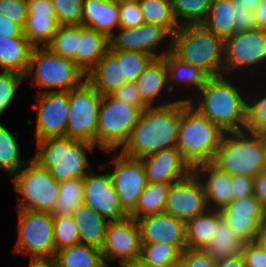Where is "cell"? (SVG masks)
Instances as JSON below:
<instances>
[{
    "label": "cell",
    "instance_id": "obj_1",
    "mask_svg": "<svg viewBox=\"0 0 266 267\" xmlns=\"http://www.w3.org/2000/svg\"><path fill=\"white\" fill-rule=\"evenodd\" d=\"M249 83L243 77L225 74L208 77L189 103L223 132L244 131Z\"/></svg>",
    "mask_w": 266,
    "mask_h": 267
},
{
    "label": "cell",
    "instance_id": "obj_2",
    "mask_svg": "<svg viewBox=\"0 0 266 267\" xmlns=\"http://www.w3.org/2000/svg\"><path fill=\"white\" fill-rule=\"evenodd\" d=\"M181 113L182 100L143 110L120 152L128 157L142 159L161 150L176 148Z\"/></svg>",
    "mask_w": 266,
    "mask_h": 267
},
{
    "label": "cell",
    "instance_id": "obj_3",
    "mask_svg": "<svg viewBox=\"0 0 266 267\" xmlns=\"http://www.w3.org/2000/svg\"><path fill=\"white\" fill-rule=\"evenodd\" d=\"M35 147L36 153L31 159L40 167L48 169L57 182L87 176L93 169L88 155H94L98 150L93 143L66 136L35 141Z\"/></svg>",
    "mask_w": 266,
    "mask_h": 267
},
{
    "label": "cell",
    "instance_id": "obj_4",
    "mask_svg": "<svg viewBox=\"0 0 266 267\" xmlns=\"http://www.w3.org/2000/svg\"><path fill=\"white\" fill-rule=\"evenodd\" d=\"M171 53L208 77L224 75V40L203 24L181 25L173 34Z\"/></svg>",
    "mask_w": 266,
    "mask_h": 267
},
{
    "label": "cell",
    "instance_id": "obj_5",
    "mask_svg": "<svg viewBox=\"0 0 266 267\" xmlns=\"http://www.w3.org/2000/svg\"><path fill=\"white\" fill-rule=\"evenodd\" d=\"M224 134L189 101L182 100L176 148L193 169L212 162Z\"/></svg>",
    "mask_w": 266,
    "mask_h": 267
},
{
    "label": "cell",
    "instance_id": "obj_6",
    "mask_svg": "<svg viewBox=\"0 0 266 267\" xmlns=\"http://www.w3.org/2000/svg\"><path fill=\"white\" fill-rule=\"evenodd\" d=\"M37 88L35 94L47 91H70L86 81V74L75 61L54 54L47 47L32 49L24 80Z\"/></svg>",
    "mask_w": 266,
    "mask_h": 267
},
{
    "label": "cell",
    "instance_id": "obj_7",
    "mask_svg": "<svg viewBox=\"0 0 266 267\" xmlns=\"http://www.w3.org/2000/svg\"><path fill=\"white\" fill-rule=\"evenodd\" d=\"M224 74L266 80V31L235 32L224 40Z\"/></svg>",
    "mask_w": 266,
    "mask_h": 267
},
{
    "label": "cell",
    "instance_id": "obj_8",
    "mask_svg": "<svg viewBox=\"0 0 266 267\" xmlns=\"http://www.w3.org/2000/svg\"><path fill=\"white\" fill-rule=\"evenodd\" d=\"M212 163L230 175L256 177L264 170L262 135L246 130L225 133Z\"/></svg>",
    "mask_w": 266,
    "mask_h": 267
},
{
    "label": "cell",
    "instance_id": "obj_9",
    "mask_svg": "<svg viewBox=\"0 0 266 267\" xmlns=\"http://www.w3.org/2000/svg\"><path fill=\"white\" fill-rule=\"evenodd\" d=\"M15 210L18 236L11 249L12 252L23 253L32 262L52 261L56 254L52 214L30 209Z\"/></svg>",
    "mask_w": 266,
    "mask_h": 267
},
{
    "label": "cell",
    "instance_id": "obj_10",
    "mask_svg": "<svg viewBox=\"0 0 266 267\" xmlns=\"http://www.w3.org/2000/svg\"><path fill=\"white\" fill-rule=\"evenodd\" d=\"M18 196L15 209H30L51 213L57 203L59 182L49 170L40 167L31 158L11 178Z\"/></svg>",
    "mask_w": 266,
    "mask_h": 267
},
{
    "label": "cell",
    "instance_id": "obj_11",
    "mask_svg": "<svg viewBox=\"0 0 266 267\" xmlns=\"http://www.w3.org/2000/svg\"><path fill=\"white\" fill-rule=\"evenodd\" d=\"M142 110L102 96L98 115V150L120 151L128 141Z\"/></svg>",
    "mask_w": 266,
    "mask_h": 267
},
{
    "label": "cell",
    "instance_id": "obj_12",
    "mask_svg": "<svg viewBox=\"0 0 266 267\" xmlns=\"http://www.w3.org/2000/svg\"><path fill=\"white\" fill-rule=\"evenodd\" d=\"M105 153L109 157L102 164L109 172L121 207L129 215L136 208L148 183L144 165L141 159L128 157L120 151Z\"/></svg>",
    "mask_w": 266,
    "mask_h": 267
},
{
    "label": "cell",
    "instance_id": "obj_13",
    "mask_svg": "<svg viewBox=\"0 0 266 267\" xmlns=\"http://www.w3.org/2000/svg\"><path fill=\"white\" fill-rule=\"evenodd\" d=\"M66 137L93 143L98 149V115L102 96L85 81L69 91Z\"/></svg>",
    "mask_w": 266,
    "mask_h": 267
},
{
    "label": "cell",
    "instance_id": "obj_14",
    "mask_svg": "<svg viewBox=\"0 0 266 267\" xmlns=\"http://www.w3.org/2000/svg\"><path fill=\"white\" fill-rule=\"evenodd\" d=\"M68 95L69 91H47L34 95L36 102L31 108L36 110V122L33 119L26 120L29 127L35 124L32 133L34 141L66 136L70 110Z\"/></svg>",
    "mask_w": 266,
    "mask_h": 267
},
{
    "label": "cell",
    "instance_id": "obj_15",
    "mask_svg": "<svg viewBox=\"0 0 266 267\" xmlns=\"http://www.w3.org/2000/svg\"><path fill=\"white\" fill-rule=\"evenodd\" d=\"M172 38L167 28L150 23L135 28L119 27L108 38V50L141 51L162 58L172 51Z\"/></svg>",
    "mask_w": 266,
    "mask_h": 267
},
{
    "label": "cell",
    "instance_id": "obj_16",
    "mask_svg": "<svg viewBox=\"0 0 266 267\" xmlns=\"http://www.w3.org/2000/svg\"><path fill=\"white\" fill-rule=\"evenodd\" d=\"M140 250V231L135 219L128 216L123 220L109 221L101 249L108 267L117 263L116 267H120L123 264L138 261Z\"/></svg>",
    "mask_w": 266,
    "mask_h": 267
},
{
    "label": "cell",
    "instance_id": "obj_17",
    "mask_svg": "<svg viewBox=\"0 0 266 267\" xmlns=\"http://www.w3.org/2000/svg\"><path fill=\"white\" fill-rule=\"evenodd\" d=\"M97 168L100 171L99 169L95 171L93 168L83 178V203L108 221H119L127 218L129 215L119 203L107 168L102 163L101 165L99 163Z\"/></svg>",
    "mask_w": 266,
    "mask_h": 267
},
{
    "label": "cell",
    "instance_id": "obj_18",
    "mask_svg": "<svg viewBox=\"0 0 266 267\" xmlns=\"http://www.w3.org/2000/svg\"><path fill=\"white\" fill-rule=\"evenodd\" d=\"M207 209L204 186L194 172L188 178L171 184L164 212L186 223Z\"/></svg>",
    "mask_w": 266,
    "mask_h": 267
},
{
    "label": "cell",
    "instance_id": "obj_19",
    "mask_svg": "<svg viewBox=\"0 0 266 267\" xmlns=\"http://www.w3.org/2000/svg\"><path fill=\"white\" fill-rule=\"evenodd\" d=\"M220 213L235 236L248 243L255 241L264 225L266 210L251 195L232 200Z\"/></svg>",
    "mask_w": 266,
    "mask_h": 267
},
{
    "label": "cell",
    "instance_id": "obj_20",
    "mask_svg": "<svg viewBox=\"0 0 266 267\" xmlns=\"http://www.w3.org/2000/svg\"><path fill=\"white\" fill-rule=\"evenodd\" d=\"M141 243H167L180 252L187 248L185 222L166 212L149 214L136 219Z\"/></svg>",
    "mask_w": 266,
    "mask_h": 267
},
{
    "label": "cell",
    "instance_id": "obj_21",
    "mask_svg": "<svg viewBox=\"0 0 266 267\" xmlns=\"http://www.w3.org/2000/svg\"><path fill=\"white\" fill-rule=\"evenodd\" d=\"M141 160L147 182L174 184L188 178L194 172L177 148L161 150Z\"/></svg>",
    "mask_w": 266,
    "mask_h": 267
},
{
    "label": "cell",
    "instance_id": "obj_22",
    "mask_svg": "<svg viewBox=\"0 0 266 267\" xmlns=\"http://www.w3.org/2000/svg\"><path fill=\"white\" fill-rule=\"evenodd\" d=\"M142 100L149 107H163L178 99L168 87L165 58H154L135 81Z\"/></svg>",
    "mask_w": 266,
    "mask_h": 267
},
{
    "label": "cell",
    "instance_id": "obj_23",
    "mask_svg": "<svg viewBox=\"0 0 266 267\" xmlns=\"http://www.w3.org/2000/svg\"><path fill=\"white\" fill-rule=\"evenodd\" d=\"M165 58L168 87L183 101H190L203 87L208 76L199 68L180 61L171 52Z\"/></svg>",
    "mask_w": 266,
    "mask_h": 267
},
{
    "label": "cell",
    "instance_id": "obj_24",
    "mask_svg": "<svg viewBox=\"0 0 266 267\" xmlns=\"http://www.w3.org/2000/svg\"><path fill=\"white\" fill-rule=\"evenodd\" d=\"M194 173L204 186L208 209L220 211L233 200L229 173L220 170L212 162L197 165Z\"/></svg>",
    "mask_w": 266,
    "mask_h": 267
},
{
    "label": "cell",
    "instance_id": "obj_25",
    "mask_svg": "<svg viewBox=\"0 0 266 267\" xmlns=\"http://www.w3.org/2000/svg\"><path fill=\"white\" fill-rule=\"evenodd\" d=\"M82 25L109 38L119 28V3L113 0H83Z\"/></svg>",
    "mask_w": 266,
    "mask_h": 267
},
{
    "label": "cell",
    "instance_id": "obj_26",
    "mask_svg": "<svg viewBox=\"0 0 266 267\" xmlns=\"http://www.w3.org/2000/svg\"><path fill=\"white\" fill-rule=\"evenodd\" d=\"M86 81L101 95L108 96L122 87L121 61L107 51L86 75Z\"/></svg>",
    "mask_w": 266,
    "mask_h": 267
},
{
    "label": "cell",
    "instance_id": "obj_27",
    "mask_svg": "<svg viewBox=\"0 0 266 267\" xmlns=\"http://www.w3.org/2000/svg\"><path fill=\"white\" fill-rule=\"evenodd\" d=\"M72 217L79 228L80 244L101 250L109 221L84 203L74 211Z\"/></svg>",
    "mask_w": 266,
    "mask_h": 267
},
{
    "label": "cell",
    "instance_id": "obj_28",
    "mask_svg": "<svg viewBox=\"0 0 266 267\" xmlns=\"http://www.w3.org/2000/svg\"><path fill=\"white\" fill-rule=\"evenodd\" d=\"M109 39L95 29L80 25L78 67L87 75L108 51Z\"/></svg>",
    "mask_w": 266,
    "mask_h": 267
},
{
    "label": "cell",
    "instance_id": "obj_29",
    "mask_svg": "<svg viewBox=\"0 0 266 267\" xmlns=\"http://www.w3.org/2000/svg\"><path fill=\"white\" fill-rule=\"evenodd\" d=\"M33 48L26 37H0V71L24 75Z\"/></svg>",
    "mask_w": 266,
    "mask_h": 267
},
{
    "label": "cell",
    "instance_id": "obj_30",
    "mask_svg": "<svg viewBox=\"0 0 266 267\" xmlns=\"http://www.w3.org/2000/svg\"><path fill=\"white\" fill-rule=\"evenodd\" d=\"M245 130L266 136V80H252L249 83Z\"/></svg>",
    "mask_w": 266,
    "mask_h": 267
},
{
    "label": "cell",
    "instance_id": "obj_31",
    "mask_svg": "<svg viewBox=\"0 0 266 267\" xmlns=\"http://www.w3.org/2000/svg\"><path fill=\"white\" fill-rule=\"evenodd\" d=\"M220 211L207 209L204 213L185 223L186 246L188 249L203 250L214 237Z\"/></svg>",
    "mask_w": 266,
    "mask_h": 267
},
{
    "label": "cell",
    "instance_id": "obj_32",
    "mask_svg": "<svg viewBox=\"0 0 266 267\" xmlns=\"http://www.w3.org/2000/svg\"><path fill=\"white\" fill-rule=\"evenodd\" d=\"M245 242L235 236L225 220L221 217L217 221L214 237L203 251L214 261L242 255Z\"/></svg>",
    "mask_w": 266,
    "mask_h": 267
},
{
    "label": "cell",
    "instance_id": "obj_33",
    "mask_svg": "<svg viewBox=\"0 0 266 267\" xmlns=\"http://www.w3.org/2000/svg\"><path fill=\"white\" fill-rule=\"evenodd\" d=\"M51 262L55 267H108L100 249L84 244L60 249Z\"/></svg>",
    "mask_w": 266,
    "mask_h": 267
},
{
    "label": "cell",
    "instance_id": "obj_34",
    "mask_svg": "<svg viewBox=\"0 0 266 267\" xmlns=\"http://www.w3.org/2000/svg\"><path fill=\"white\" fill-rule=\"evenodd\" d=\"M19 133L11 132L0 121V170L12 178L29 160L21 153ZM23 158V159H22Z\"/></svg>",
    "mask_w": 266,
    "mask_h": 267
},
{
    "label": "cell",
    "instance_id": "obj_35",
    "mask_svg": "<svg viewBox=\"0 0 266 267\" xmlns=\"http://www.w3.org/2000/svg\"><path fill=\"white\" fill-rule=\"evenodd\" d=\"M234 18L232 0H213L208 17L202 24L214 35L225 40L234 34Z\"/></svg>",
    "mask_w": 266,
    "mask_h": 267
},
{
    "label": "cell",
    "instance_id": "obj_36",
    "mask_svg": "<svg viewBox=\"0 0 266 267\" xmlns=\"http://www.w3.org/2000/svg\"><path fill=\"white\" fill-rule=\"evenodd\" d=\"M58 27L55 15L28 14L23 31L34 48L47 47Z\"/></svg>",
    "mask_w": 266,
    "mask_h": 267
},
{
    "label": "cell",
    "instance_id": "obj_37",
    "mask_svg": "<svg viewBox=\"0 0 266 267\" xmlns=\"http://www.w3.org/2000/svg\"><path fill=\"white\" fill-rule=\"evenodd\" d=\"M171 184L148 182L139 197L136 208L129 214L133 219L164 212Z\"/></svg>",
    "mask_w": 266,
    "mask_h": 267
},
{
    "label": "cell",
    "instance_id": "obj_38",
    "mask_svg": "<svg viewBox=\"0 0 266 267\" xmlns=\"http://www.w3.org/2000/svg\"><path fill=\"white\" fill-rule=\"evenodd\" d=\"M83 201V179L73 178L61 181L57 203L51 214L53 217L72 216Z\"/></svg>",
    "mask_w": 266,
    "mask_h": 267
},
{
    "label": "cell",
    "instance_id": "obj_39",
    "mask_svg": "<svg viewBox=\"0 0 266 267\" xmlns=\"http://www.w3.org/2000/svg\"><path fill=\"white\" fill-rule=\"evenodd\" d=\"M181 252L167 243H141L139 261L149 267H174L180 263Z\"/></svg>",
    "mask_w": 266,
    "mask_h": 267
},
{
    "label": "cell",
    "instance_id": "obj_40",
    "mask_svg": "<svg viewBox=\"0 0 266 267\" xmlns=\"http://www.w3.org/2000/svg\"><path fill=\"white\" fill-rule=\"evenodd\" d=\"M145 23L167 28L174 34L180 27L175 20L171 0H138Z\"/></svg>",
    "mask_w": 266,
    "mask_h": 267
},
{
    "label": "cell",
    "instance_id": "obj_41",
    "mask_svg": "<svg viewBox=\"0 0 266 267\" xmlns=\"http://www.w3.org/2000/svg\"><path fill=\"white\" fill-rule=\"evenodd\" d=\"M213 0H171L178 25L202 24L208 17Z\"/></svg>",
    "mask_w": 266,
    "mask_h": 267
},
{
    "label": "cell",
    "instance_id": "obj_42",
    "mask_svg": "<svg viewBox=\"0 0 266 267\" xmlns=\"http://www.w3.org/2000/svg\"><path fill=\"white\" fill-rule=\"evenodd\" d=\"M121 61L122 83L135 82L154 57L141 51L108 50Z\"/></svg>",
    "mask_w": 266,
    "mask_h": 267
},
{
    "label": "cell",
    "instance_id": "obj_43",
    "mask_svg": "<svg viewBox=\"0 0 266 267\" xmlns=\"http://www.w3.org/2000/svg\"><path fill=\"white\" fill-rule=\"evenodd\" d=\"M80 40V25L59 26L51 43L47 46L54 54L75 61L78 66V41Z\"/></svg>",
    "mask_w": 266,
    "mask_h": 267
},
{
    "label": "cell",
    "instance_id": "obj_44",
    "mask_svg": "<svg viewBox=\"0 0 266 267\" xmlns=\"http://www.w3.org/2000/svg\"><path fill=\"white\" fill-rule=\"evenodd\" d=\"M53 238L56 252L80 244L79 228L72 216L53 217Z\"/></svg>",
    "mask_w": 266,
    "mask_h": 267
},
{
    "label": "cell",
    "instance_id": "obj_45",
    "mask_svg": "<svg viewBox=\"0 0 266 267\" xmlns=\"http://www.w3.org/2000/svg\"><path fill=\"white\" fill-rule=\"evenodd\" d=\"M52 5L59 26L82 25L83 0H52Z\"/></svg>",
    "mask_w": 266,
    "mask_h": 267
},
{
    "label": "cell",
    "instance_id": "obj_46",
    "mask_svg": "<svg viewBox=\"0 0 266 267\" xmlns=\"http://www.w3.org/2000/svg\"><path fill=\"white\" fill-rule=\"evenodd\" d=\"M24 82V75L0 71V118L17 98V90Z\"/></svg>",
    "mask_w": 266,
    "mask_h": 267
},
{
    "label": "cell",
    "instance_id": "obj_47",
    "mask_svg": "<svg viewBox=\"0 0 266 267\" xmlns=\"http://www.w3.org/2000/svg\"><path fill=\"white\" fill-rule=\"evenodd\" d=\"M144 23L138 0L119 3V27L135 28Z\"/></svg>",
    "mask_w": 266,
    "mask_h": 267
},
{
    "label": "cell",
    "instance_id": "obj_48",
    "mask_svg": "<svg viewBox=\"0 0 266 267\" xmlns=\"http://www.w3.org/2000/svg\"><path fill=\"white\" fill-rule=\"evenodd\" d=\"M0 14L24 27L28 16L27 0H0Z\"/></svg>",
    "mask_w": 266,
    "mask_h": 267
},
{
    "label": "cell",
    "instance_id": "obj_49",
    "mask_svg": "<svg viewBox=\"0 0 266 267\" xmlns=\"http://www.w3.org/2000/svg\"><path fill=\"white\" fill-rule=\"evenodd\" d=\"M111 96L125 104L140 108L142 111L149 106L142 100L135 82H126L122 87L117 89Z\"/></svg>",
    "mask_w": 266,
    "mask_h": 267
},
{
    "label": "cell",
    "instance_id": "obj_50",
    "mask_svg": "<svg viewBox=\"0 0 266 267\" xmlns=\"http://www.w3.org/2000/svg\"><path fill=\"white\" fill-rule=\"evenodd\" d=\"M235 11L234 33L240 31L254 30L257 28L254 11L244 7L239 0H232Z\"/></svg>",
    "mask_w": 266,
    "mask_h": 267
},
{
    "label": "cell",
    "instance_id": "obj_51",
    "mask_svg": "<svg viewBox=\"0 0 266 267\" xmlns=\"http://www.w3.org/2000/svg\"><path fill=\"white\" fill-rule=\"evenodd\" d=\"M180 263L184 267H217V262L203 250L184 249L181 252Z\"/></svg>",
    "mask_w": 266,
    "mask_h": 267
},
{
    "label": "cell",
    "instance_id": "obj_52",
    "mask_svg": "<svg viewBox=\"0 0 266 267\" xmlns=\"http://www.w3.org/2000/svg\"><path fill=\"white\" fill-rule=\"evenodd\" d=\"M242 257L246 267H266V252L256 241L245 243Z\"/></svg>",
    "mask_w": 266,
    "mask_h": 267
},
{
    "label": "cell",
    "instance_id": "obj_53",
    "mask_svg": "<svg viewBox=\"0 0 266 267\" xmlns=\"http://www.w3.org/2000/svg\"><path fill=\"white\" fill-rule=\"evenodd\" d=\"M230 184L233 200L249 197L254 194V177L231 175Z\"/></svg>",
    "mask_w": 266,
    "mask_h": 267
},
{
    "label": "cell",
    "instance_id": "obj_54",
    "mask_svg": "<svg viewBox=\"0 0 266 267\" xmlns=\"http://www.w3.org/2000/svg\"><path fill=\"white\" fill-rule=\"evenodd\" d=\"M0 37H25L23 27L0 14Z\"/></svg>",
    "mask_w": 266,
    "mask_h": 267
},
{
    "label": "cell",
    "instance_id": "obj_55",
    "mask_svg": "<svg viewBox=\"0 0 266 267\" xmlns=\"http://www.w3.org/2000/svg\"><path fill=\"white\" fill-rule=\"evenodd\" d=\"M28 14L55 15L52 0H27Z\"/></svg>",
    "mask_w": 266,
    "mask_h": 267
},
{
    "label": "cell",
    "instance_id": "obj_56",
    "mask_svg": "<svg viewBox=\"0 0 266 267\" xmlns=\"http://www.w3.org/2000/svg\"><path fill=\"white\" fill-rule=\"evenodd\" d=\"M261 206L266 210V171H261L254 177V194Z\"/></svg>",
    "mask_w": 266,
    "mask_h": 267
},
{
    "label": "cell",
    "instance_id": "obj_57",
    "mask_svg": "<svg viewBox=\"0 0 266 267\" xmlns=\"http://www.w3.org/2000/svg\"><path fill=\"white\" fill-rule=\"evenodd\" d=\"M257 28L266 31V0H261L254 10Z\"/></svg>",
    "mask_w": 266,
    "mask_h": 267
},
{
    "label": "cell",
    "instance_id": "obj_58",
    "mask_svg": "<svg viewBox=\"0 0 266 267\" xmlns=\"http://www.w3.org/2000/svg\"><path fill=\"white\" fill-rule=\"evenodd\" d=\"M217 267H246L242 255L217 261Z\"/></svg>",
    "mask_w": 266,
    "mask_h": 267
},
{
    "label": "cell",
    "instance_id": "obj_59",
    "mask_svg": "<svg viewBox=\"0 0 266 267\" xmlns=\"http://www.w3.org/2000/svg\"><path fill=\"white\" fill-rule=\"evenodd\" d=\"M255 241L262 247V249L266 252V228L262 226L258 235L256 236Z\"/></svg>",
    "mask_w": 266,
    "mask_h": 267
},
{
    "label": "cell",
    "instance_id": "obj_60",
    "mask_svg": "<svg viewBox=\"0 0 266 267\" xmlns=\"http://www.w3.org/2000/svg\"><path fill=\"white\" fill-rule=\"evenodd\" d=\"M247 9L254 11L261 0H239Z\"/></svg>",
    "mask_w": 266,
    "mask_h": 267
},
{
    "label": "cell",
    "instance_id": "obj_61",
    "mask_svg": "<svg viewBox=\"0 0 266 267\" xmlns=\"http://www.w3.org/2000/svg\"><path fill=\"white\" fill-rule=\"evenodd\" d=\"M27 267H55V265L51 261H29Z\"/></svg>",
    "mask_w": 266,
    "mask_h": 267
},
{
    "label": "cell",
    "instance_id": "obj_62",
    "mask_svg": "<svg viewBox=\"0 0 266 267\" xmlns=\"http://www.w3.org/2000/svg\"><path fill=\"white\" fill-rule=\"evenodd\" d=\"M262 157L264 170L266 171V136L262 135Z\"/></svg>",
    "mask_w": 266,
    "mask_h": 267
},
{
    "label": "cell",
    "instance_id": "obj_63",
    "mask_svg": "<svg viewBox=\"0 0 266 267\" xmlns=\"http://www.w3.org/2000/svg\"><path fill=\"white\" fill-rule=\"evenodd\" d=\"M120 267H149V266L144 265L143 263H141L138 260V261H135V262H129V263L123 264Z\"/></svg>",
    "mask_w": 266,
    "mask_h": 267
},
{
    "label": "cell",
    "instance_id": "obj_64",
    "mask_svg": "<svg viewBox=\"0 0 266 267\" xmlns=\"http://www.w3.org/2000/svg\"><path fill=\"white\" fill-rule=\"evenodd\" d=\"M116 3H121V2H128V1H135V0H113Z\"/></svg>",
    "mask_w": 266,
    "mask_h": 267
},
{
    "label": "cell",
    "instance_id": "obj_65",
    "mask_svg": "<svg viewBox=\"0 0 266 267\" xmlns=\"http://www.w3.org/2000/svg\"><path fill=\"white\" fill-rule=\"evenodd\" d=\"M174 267H184L181 263H178L177 265H175Z\"/></svg>",
    "mask_w": 266,
    "mask_h": 267
},
{
    "label": "cell",
    "instance_id": "obj_66",
    "mask_svg": "<svg viewBox=\"0 0 266 267\" xmlns=\"http://www.w3.org/2000/svg\"><path fill=\"white\" fill-rule=\"evenodd\" d=\"M263 226L266 228V213H265V220H264V225Z\"/></svg>",
    "mask_w": 266,
    "mask_h": 267
}]
</instances>
